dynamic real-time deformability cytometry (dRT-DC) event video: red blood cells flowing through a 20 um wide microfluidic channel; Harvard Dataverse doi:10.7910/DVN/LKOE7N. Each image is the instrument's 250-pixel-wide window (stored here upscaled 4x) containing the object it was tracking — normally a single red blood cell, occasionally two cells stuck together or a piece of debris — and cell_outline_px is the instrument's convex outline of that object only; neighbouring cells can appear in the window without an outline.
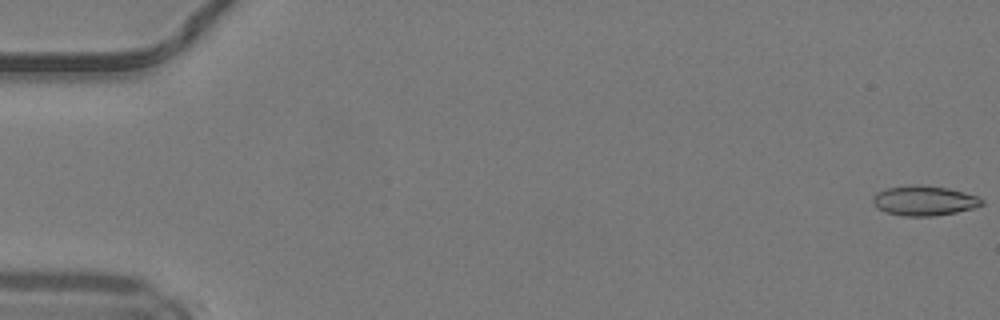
{"species": "common noctule bat (a hibernating species)", "species_latin": "Nyctalus noctula", "temperature_condition": "warm", "stored_images_in_passage": 2, "camera_frame_rate_fps": 3000, "um_per_image_px": 0.085, "animal": {"sex": "male", "body_mass_g": 19.2, "forearm_length_mm": 51.8}, "frame": {"image": 1, "passage_image": 1, "time_ms": 0.0, "image_size_px": [1000, 320], "cell_outline_px": [[984, 204], [972, 208], [956, 212], [936, 216], [900, 216], [884, 212], [876, 208], [872, 200], [872, 196], [876, 192], [884, 188], [916, 184], [920, 184], [948, 188], [964, 192], [976, 196], [984, 200]], "centroid_in_image_um": [78.5, 17.05], "position_along_channel_um": 6.5, "area_um2": 19.25}}